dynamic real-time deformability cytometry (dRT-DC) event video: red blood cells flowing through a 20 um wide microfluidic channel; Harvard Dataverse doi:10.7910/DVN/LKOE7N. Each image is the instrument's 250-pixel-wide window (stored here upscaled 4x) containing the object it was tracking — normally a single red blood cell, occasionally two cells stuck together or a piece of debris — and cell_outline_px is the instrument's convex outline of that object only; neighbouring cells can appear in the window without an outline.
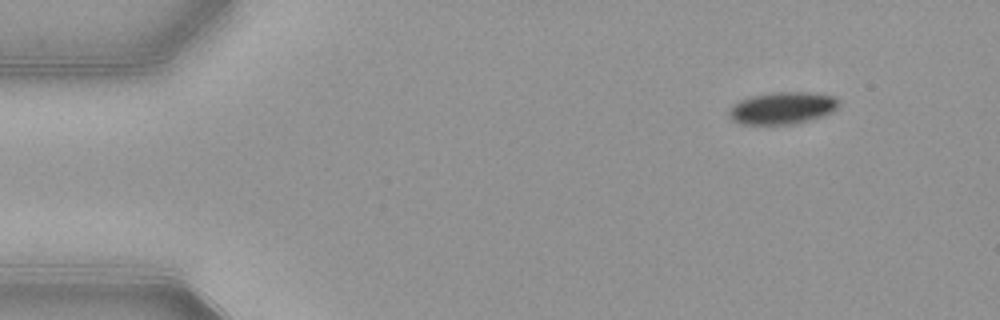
{"species": "common noctule bat (a hibernating species)", "species_latin": "Nyctalus noctula", "temperature_condition": "warm", "stored_images_in_passage": 48, "camera_frame_rate_fps": 3000, "um_per_image_px": 0.085, "animal": {"sex": "female", "body_mass_g": 21.9}, "frame": {"image": 1, "passage_image": 1, "time_ms": 0.0, "image_size_px": [1000, 320], "cell_outline_px": [[840, 104], [832, 112], [824, 116], [796, 124], [740, 124], [732, 120], [728, 112], [740, 100], [752, 96], [772, 92], [808, 92], [836, 96], [840, 100]], "centroid_in_image_um": [66.57, 9.18], "position_along_channel_um": 18.4, "area_um2": 20.63}}
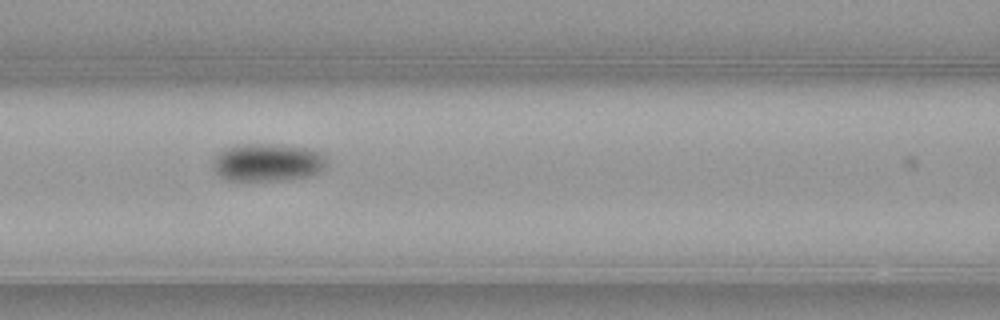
{"frame": {"image": 2, "passage_image": 18, "time_ms": 5.667, "image_size_px": [1000, 320], "cell_outline_px": [[328, 168], [312, 176], [288, 180], [228, 180], [220, 176], [212, 168], [212, 156], [224, 148], [236, 144], [284, 144], [312, 148], [324, 152], [328, 164]], "centroid_in_image_um": [22.8, 13.78], "position_along_channel_um": 143.8, "area_um2": 26.13}}
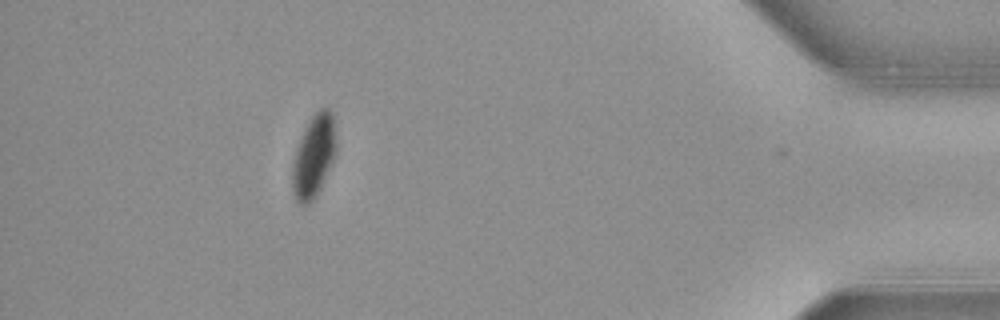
{"frame": {"image": 3, "passage_image": 43, "time_ms": 14.0, "image_size_px": [1000, 320], "cell_outline_px": [[336, 156], [316, 196], [308, 204], [300, 204], [296, 200], [292, 192], [292, 164], [304, 128], [308, 120], [320, 108], [328, 108], [332, 112], [336, 144]], "centroid_in_image_um": [26.67, 13.28], "position_along_channel_um": 408.5, "area_um2": 21.04}, "authors_computed_cell_mechanics": {"area_um2": 22.8888, "velocity_mm_per_s": 3.8769, "shape_relaxation_time_tau1_ms": 2.0121, "shape_relaxation_time_tau2_ms": null, "deformation_change_tau1": 0.0746, "deformation_change_tau2": null}}